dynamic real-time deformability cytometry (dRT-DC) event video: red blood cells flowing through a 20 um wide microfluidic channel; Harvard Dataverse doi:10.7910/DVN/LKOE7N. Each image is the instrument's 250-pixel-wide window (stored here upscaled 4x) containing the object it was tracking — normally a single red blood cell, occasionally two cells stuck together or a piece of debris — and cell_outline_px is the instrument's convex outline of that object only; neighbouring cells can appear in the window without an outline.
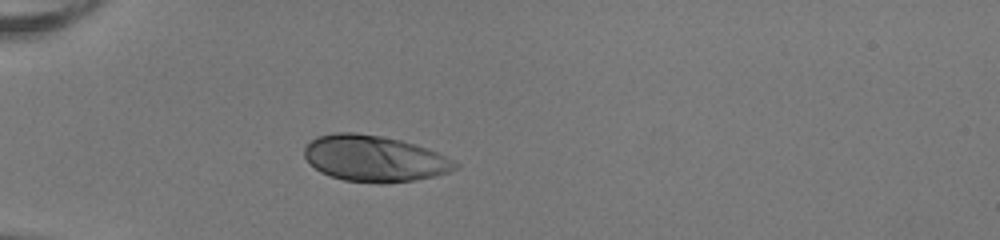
{"species": "human", "species_latin": "Homo sapiens", "temperature_condition": "room temperature", "stored_images_in_passage": 36, "camera_frame_rate_fps": 3000, "um_per_image_px": 0.085, "donor": {"sex": "female"}, "frame": {"image": 1, "passage_image": 1, "time_ms": 0.0, "image_size_px": [1000, 240], "cell_outline_px": [[460, 168], [436, 176], [416, 180], [388, 184], [380, 184], [344, 180], [320, 172], [304, 156], [304, 148], [316, 136], [336, 132], [356, 132], [380, 136], [400, 140], [416, 144], [428, 148], [460, 164]], "centroid_in_image_um": [31.85, 13.48], "position_along_channel_um": 53.1, "area_um2": 40.75}}
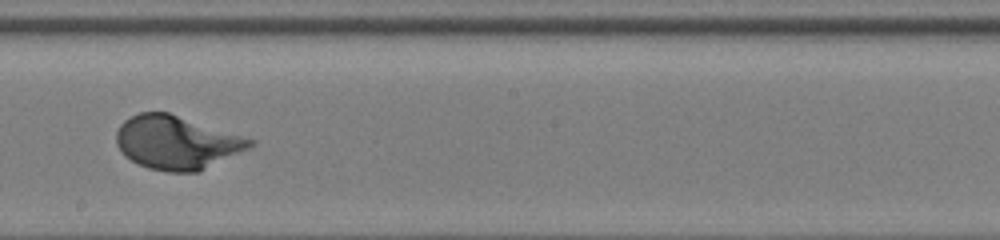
{"frame": {"image": 2, "passage_image": 16, "time_ms": 5.0, "image_size_px": [1000, 240], "cell_outline_px": [[256, 144], [248, 148], [196, 172], [168, 172], [148, 168], [124, 156], [116, 144], [116, 132], [120, 124], [124, 120], [140, 112], [168, 112], [256, 140]], "centroid_in_image_um": [14.98, 12.1], "position_along_channel_um": 233.2, "area_um2": 41.27}}
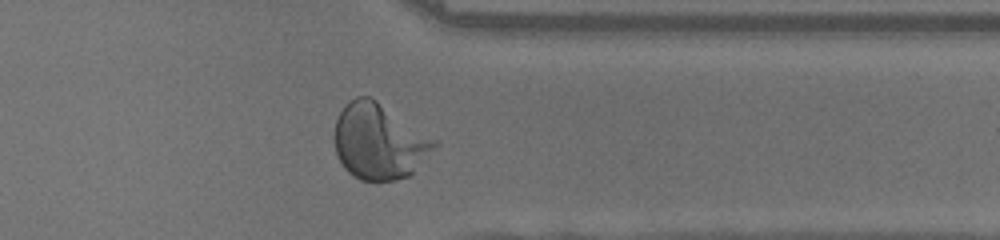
{"frame": {"image": 3, "passage_image": 27, "time_ms": 8.667, "image_size_px": [1000, 240], "cell_outline_px": [[436, 148], [408, 176], [396, 180], [360, 180], [352, 176], [344, 168], [336, 152], [336, 120], [344, 104], [356, 96], [368, 96], [376, 100], [436, 140]], "centroid_in_image_um": [32.2, 12.03], "position_along_channel_um": 379.2, "area_um2": 43.35}}